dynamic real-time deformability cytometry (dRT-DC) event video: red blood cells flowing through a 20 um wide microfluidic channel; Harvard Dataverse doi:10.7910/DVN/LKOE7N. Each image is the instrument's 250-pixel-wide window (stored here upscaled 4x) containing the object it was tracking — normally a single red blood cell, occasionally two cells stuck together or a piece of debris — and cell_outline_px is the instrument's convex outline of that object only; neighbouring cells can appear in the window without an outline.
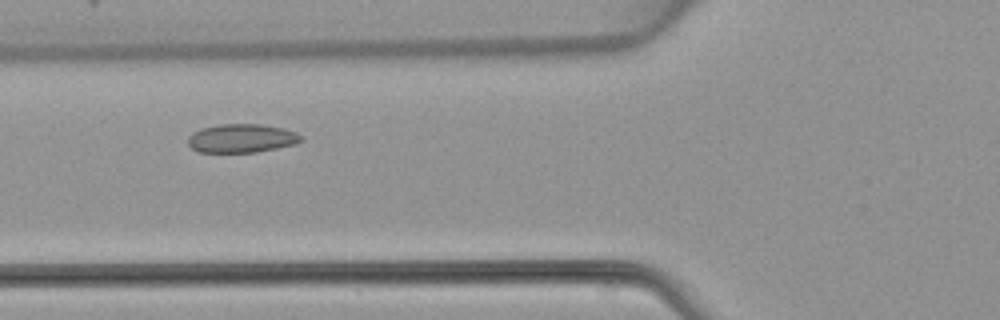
{"species": "common noctule bat (a hibernating species)", "species_latin": "Nyctalus noctula", "temperature_condition": "warm", "stored_images_in_passage": 4, "camera_frame_rate_fps": 3000, "um_per_image_px": 0.085, "animal": {"sex": "female", "body_mass_g": 22.7, "forearm_length_mm": 54.2}, "frame": {"image": 1, "passage_image": 3, "time_ms": 3.333, "image_size_px": [1000, 320], "cell_outline_px": [[304, 140], [296, 144], [256, 152], [196, 152], [188, 144], [188, 136], [192, 132], [200, 128], [220, 124], [260, 124], [284, 128], [296, 132]], "centroid_in_image_um": [20.52, 11.75], "position_along_channel_um": 105.3, "area_um2": 19.02}}
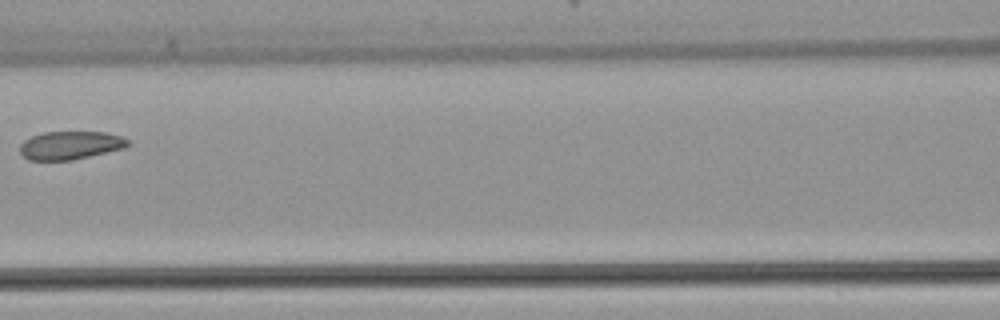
{"frame": {"image": 2, "passage_image": 4, "time_ms": 4.667, "image_size_px": [1000, 320], "cell_outline_px": [[128, 144], [124, 148], [72, 160], [28, 160], [20, 152], [20, 144], [24, 140], [32, 136], [44, 132], [104, 132], [120, 136], [128, 140]], "centroid_in_image_um": [5.94, 12.35], "position_along_channel_um": 160.7, "area_um2": 17.57}}